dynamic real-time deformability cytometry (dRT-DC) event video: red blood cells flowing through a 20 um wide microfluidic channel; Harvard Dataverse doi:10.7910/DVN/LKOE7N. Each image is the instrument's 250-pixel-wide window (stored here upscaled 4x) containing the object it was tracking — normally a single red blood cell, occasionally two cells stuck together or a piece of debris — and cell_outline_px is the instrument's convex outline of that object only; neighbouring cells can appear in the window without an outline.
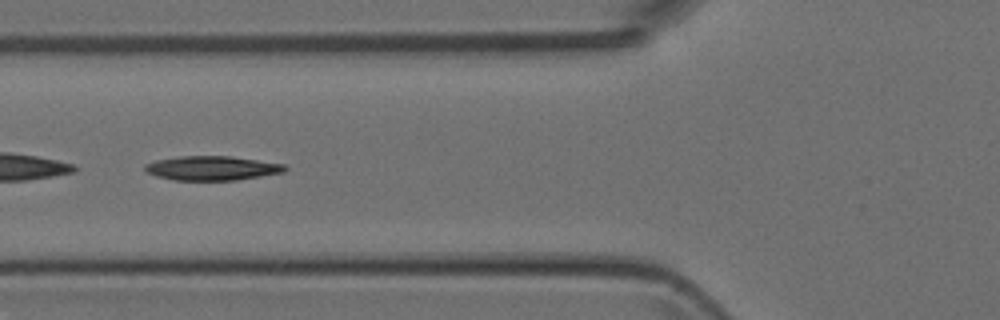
{"species": "Egyptian fruit bat (a non-hibernating species)", "species_latin": "Rousettus aegyptiacus", "temperature_condition": "room temperature", "stored_images_in_passage": 49, "camera_frame_rate_fps": 3000, "um_per_image_px": 0.085, "animal": {"sex": "female"}, "frame": {"image": 1, "passage_image": 18, "time_ms": 5.667, "image_size_px": [1000, 320], "cell_outline_px": [[288, 168], [284, 172], [236, 180], [176, 180], [156, 176], [144, 172], [144, 164], [156, 160], [180, 156], [232, 156], [284, 164]], "centroid_in_image_um": [17.99, 14.29], "position_along_channel_um": 107.8, "area_um2": 19.83}}
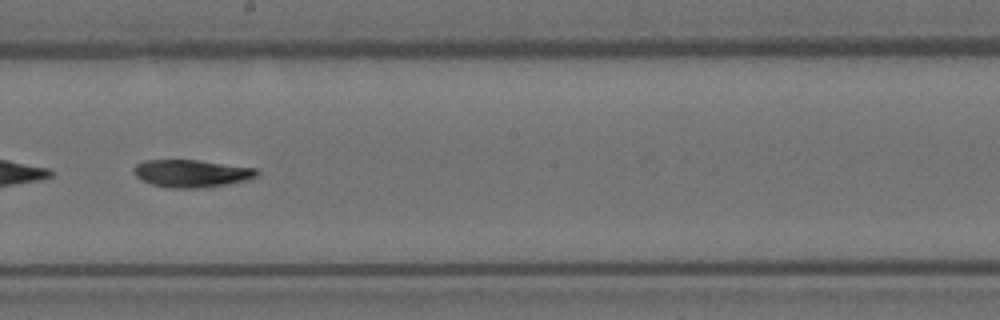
{"frame": {"image": 2, "passage_image": 27, "time_ms": 8.667, "image_size_px": [1000, 320], "cell_outline_px": [[260, 172], [256, 176], [244, 180], [228, 184], [204, 188], [172, 188], [152, 184], [140, 180], [136, 176], [136, 164], [144, 160], [196, 160], [256, 168]], "centroid_in_image_um": [16.29, 14.74], "position_along_channel_um": 231.9, "area_um2": 19.54}}
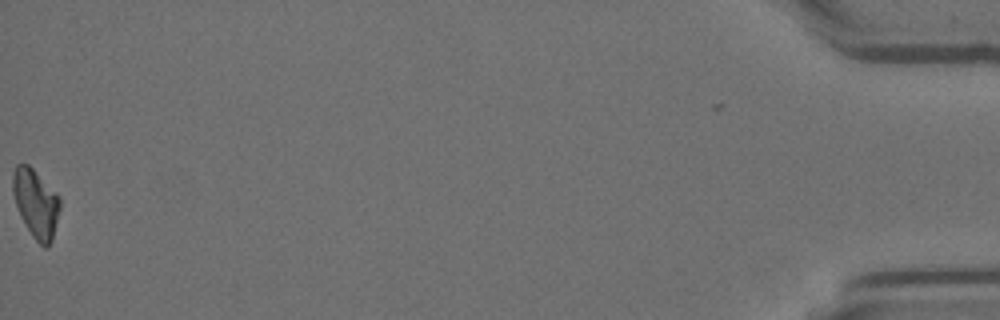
{"frame": {"image": 3, "passage_image": 49, "time_ms": 16.0, "image_size_px": [1000, 320], "cell_outline_px": [[60, 208], [52, 240], [48, 248], [44, 248], [32, 236], [16, 204], [12, 192], [12, 176], [16, 164], [28, 164], [60, 196]], "centroid_in_image_um": [3.06, 17.28], "position_along_channel_um": 432.1, "area_um2": 18.55}}